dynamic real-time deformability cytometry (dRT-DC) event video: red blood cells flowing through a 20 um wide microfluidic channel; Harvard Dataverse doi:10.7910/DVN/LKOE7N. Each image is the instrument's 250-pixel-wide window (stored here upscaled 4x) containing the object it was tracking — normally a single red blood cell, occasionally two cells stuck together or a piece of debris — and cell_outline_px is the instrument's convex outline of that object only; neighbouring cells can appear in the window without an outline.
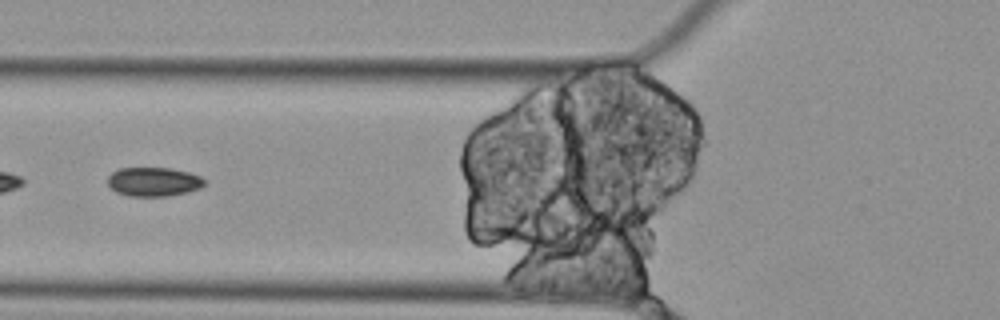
{"species": "Egyptian fruit bat (a non-hibernating species)", "species_latin": "Rousettus aegyptiacus", "temperature_condition": "cold", "stored_images_in_passage": 7, "segment_of_instrument_passage": [2, 2], "camera_frame_rate_fps": 3000, "um_per_image_px": 0.085, "animal": {"sex": "female"}, "frame": {"image": 1, "passage_image": 6, "time_ms": 1.667, "image_size_px": [1000, 320], "cell_outline_px": [[204, 184], [200, 188], [188, 192], [168, 196], [128, 196], [116, 192], [108, 184], [108, 176], [112, 172], [120, 168], [172, 168], [188, 172], [200, 176], [204, 180]], "centroid_in_image_um": [13.05, 15.45], "position_along_channel_um": 112.8, "area_um2": 16.36}}
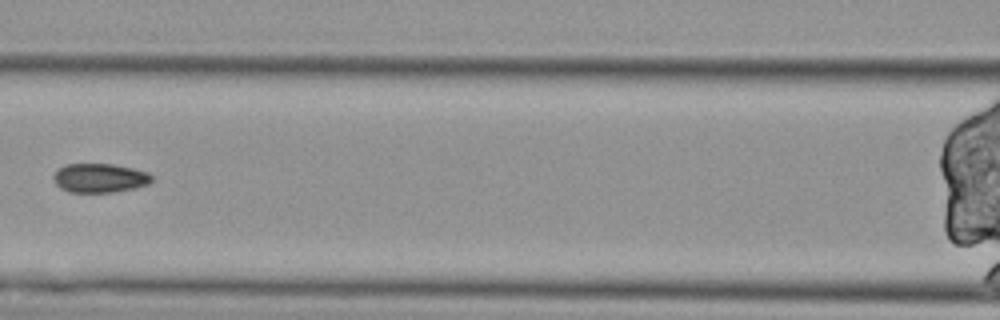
{"frame": {"image": 2, "passage_image": 7, "time_ms": 2.0, "image_size_px": [1000, 320], "cell_outline_px": [[152, 180], [148, 184], [132, 188], [112, 192], [68, 192], [60, 188], [56, 184], [52, 176], [64, 164], [112, 164], [132, 168], [148, 172], [152, 176]], "centroid_in_image_um": [8.45, 15.13], "position_along_channel_um": 158.1, "area_um2": 16.53}}